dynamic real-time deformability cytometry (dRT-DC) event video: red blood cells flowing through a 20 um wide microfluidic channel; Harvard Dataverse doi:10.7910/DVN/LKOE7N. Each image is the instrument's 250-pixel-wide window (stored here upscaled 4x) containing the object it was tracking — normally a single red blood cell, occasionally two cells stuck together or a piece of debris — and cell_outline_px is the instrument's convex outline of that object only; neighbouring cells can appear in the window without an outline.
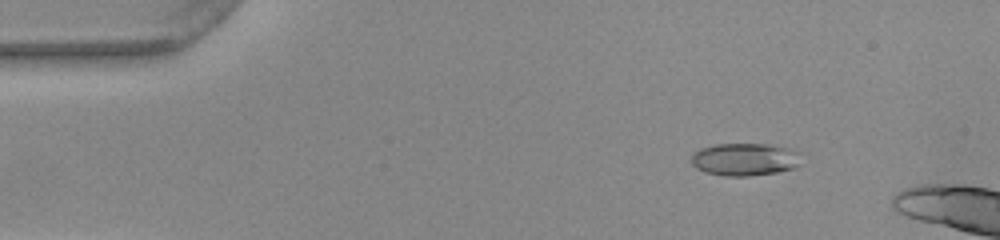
{"species": "common noctule bat (a hibernating species)", "species_latin": "Nyctalus noctula", "temperature_condition": "warm", "stored_images_in_passage": 48, "camera_frame_rate_fps": 3000, "um_per_image_px": 0.085, "animal": {"sex": "female", "body_mass_g": 22.0, "forearm_length_mm": 56.7}, "frame": {"image": 1, "passage_image": 7, "time_ms": 2.0, "image_size_px": [1000, 240], "cell_outline_px": [[800, 152], [796, 164], [792, 168], [776, 172], [748, 176], [724, 176], [704, 172], [696, 168], [692, 164], [692, 152], [700, 148], [712, 144], [764, 144], [788, 148]], "centroid_in_image_um": [63.22, 13.54], "position_along_channel_um": 21.8, "area_um2": 20.75}}
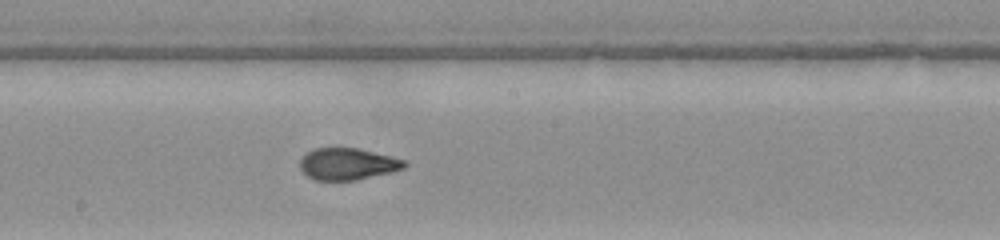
{"frame": {"image": 2, "passage_image": 28, "time_ms": 9.0, "image_size_px": [1000, 240], "cell_outline_px": [[408, 164], [404, 168], [356, 180], [316, 180], [308, 176], [300, 168], [300, 160], [312, 148], [360, 148], [392, 156], [404, 160]], "centroid_in_image_um": [29.55, 13.92], "position_along_channel_um": 218.7, "area_um2": 19.19}}
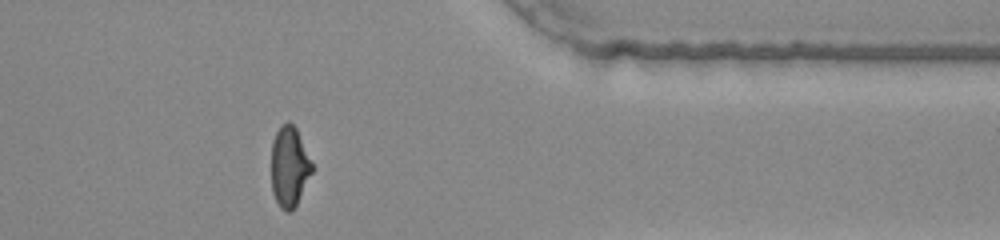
{"frame": {"image": 3, "passage_image": 42, "time_ms": 13.667, "image_size_px": [1000, 240], "cell_outline_px": [[312, 172], [296, 204], [288, 212], [280, 208], [272, 192], [272, 140], [280, 124], [288, 120], [296, 128], [312, 164]], "centroid_in_image_um": [24.57, 14.13], "position_along_channel_um": 386.8, "area_um2": 18.73}, "authors_computed_cell_mechanics": {"area_um2": 20.2589, "velocity_mm_per_s": 3.9762, "shape_relaxation_time_tau1_ms": 9.9687, "shape_relaxation_time_tau2_ms": 1.1273, "deformation_change_tau1": 0.3417, "deformation_change_tau2": 0.066}}